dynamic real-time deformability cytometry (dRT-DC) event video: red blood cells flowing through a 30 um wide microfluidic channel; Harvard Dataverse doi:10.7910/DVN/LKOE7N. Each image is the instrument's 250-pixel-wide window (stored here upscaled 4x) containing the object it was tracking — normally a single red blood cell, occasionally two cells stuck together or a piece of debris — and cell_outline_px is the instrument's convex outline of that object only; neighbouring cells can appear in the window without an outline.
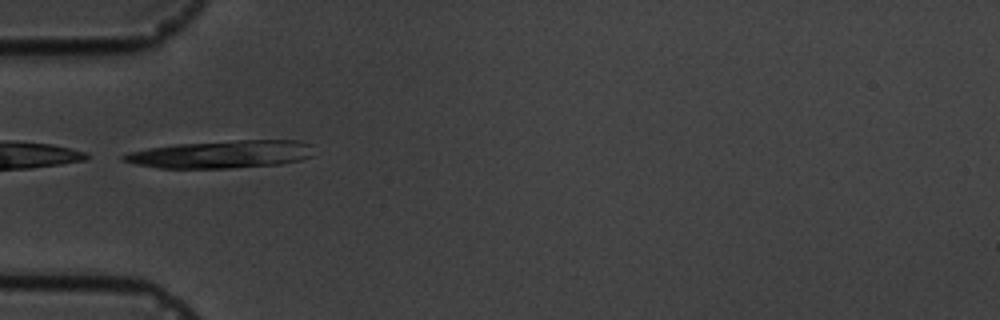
{"species": "common noctule bat (a hibernating species)", "species_latin": "Nyctalus noctula", "temperature_condition": "cold", "stored_images_in_passage": 3, "camera_frame_rate_fps": 3000, "um_per_image_px": 0.085, "animal": {"sex": "male", "body_mass_g": 19.5, "forearm_length_mm": 54.6}, "frame": {"image": 1, "passage_image": 2, "time_ms": 1.333, "image_size_px": [1000, 320], "cell_outline_px": [[312, 156], [300, 160], [280, 164], [232, 168], [160, 168], [136, 164], [120, 160], [120, 156], [128, 152], [148, 148], [176, 144], [236, 140], [300, 140], [312, 144]], "centroid_in_image_um": [18.82, 13.11], "position_along_channel_um": 66.2, "area_um2": 30.87}}